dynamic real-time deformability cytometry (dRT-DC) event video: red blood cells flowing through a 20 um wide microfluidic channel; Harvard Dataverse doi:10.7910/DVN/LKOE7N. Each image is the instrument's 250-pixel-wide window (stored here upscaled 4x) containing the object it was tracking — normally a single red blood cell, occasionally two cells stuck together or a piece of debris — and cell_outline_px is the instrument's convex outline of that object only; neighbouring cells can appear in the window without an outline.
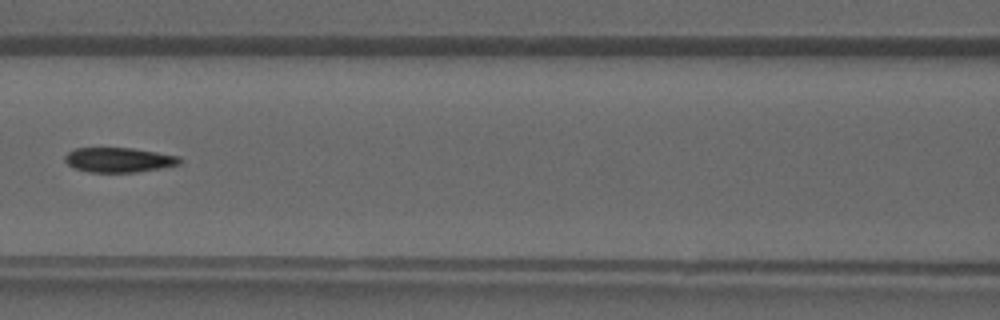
{"species": "common noctule bat (a hibernating species)", "species_latin": "Nyctalus noctula", "temperature_condition": "warm", "stored_images_in_passage": 32, "camera_frame_rate_fps": 3000, "um_per_image_px": 0.085, "animal": {"sex": "male", "forearm_length_mm": 52.5}, "frame": {"image": 1, "passage_image": 17, "time_ms": 5.333, "image_size_px": [1000, 320], "cell_outline_px": [[184, 160], [180, 164], [160, 168], [136, 172], [88, 172], [72, 168], [64, 160], [64, 156], [68, 152], [76, 148], [132, 148], [180, 156]], "centroid_in_image_um": [10.1, 13.59], "position_along_channel_um": 156.5, "area_um2": 16.65}}
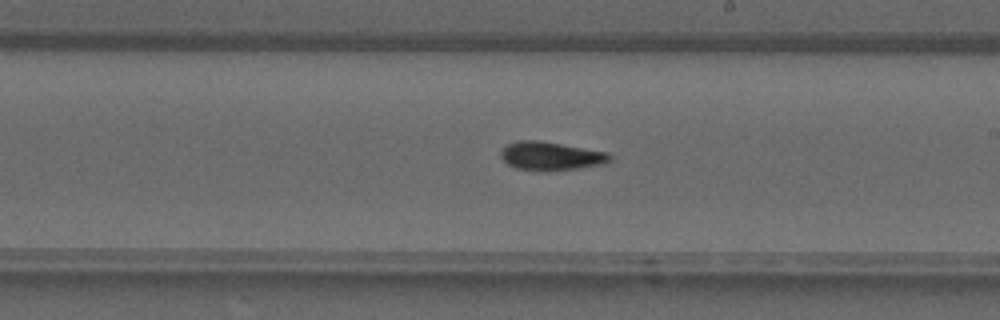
{"frame": {"image": 2, "passage_image": 22, "time_ms": 7.0, "image_size_px": [1000, 320], "cell_outline_px": [[612, 160], [604, 164], [580, 168], [544, 172], [516, 168], [508, 164], [500, 156], [500, 152], [508, 144], [520, 140], [540, 140], [608, 152], [612, 156]], "centroid_in_image_um": [46.85, 13.27], "position_along_channel_um": 242.1, "area_um2": 18.32}}
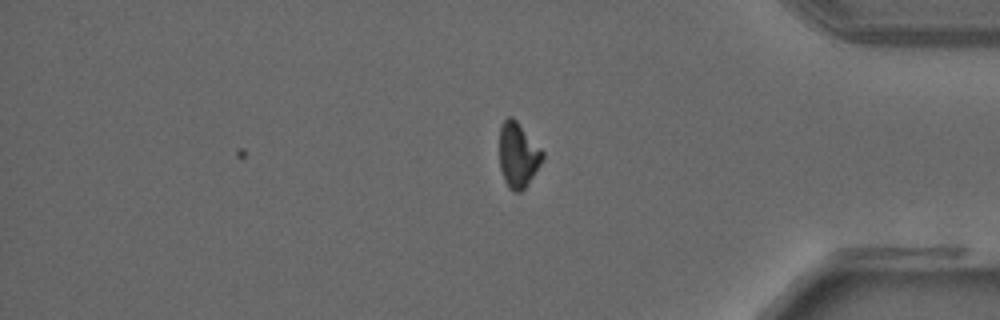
{"frame": {"image": 3, "passage_image": 32, "time_ms": 10.333, "image_size_px": [1000, 320], "cell_outline_px": [[544, 156], [540, 164], [524, 188], [520, 192], [512, 192], [508, 188], [504, 180], [500, 168], [500, 124], [508, 116], [512, 116], [516, 120], [544, 152]], "centroid_in_image_um": [44.01, 13.17], "position_along_channel_um": 391.2, "area_um2": 16.18}}